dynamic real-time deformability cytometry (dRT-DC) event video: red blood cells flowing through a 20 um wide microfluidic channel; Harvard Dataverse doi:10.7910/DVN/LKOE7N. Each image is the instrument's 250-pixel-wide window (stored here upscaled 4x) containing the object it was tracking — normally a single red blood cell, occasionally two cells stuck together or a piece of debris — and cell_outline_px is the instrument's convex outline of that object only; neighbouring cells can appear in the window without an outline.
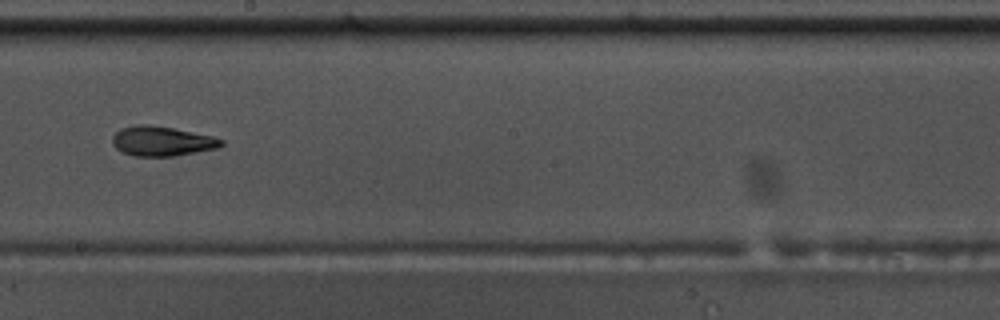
{"species": "common noctule bat (a hibernating species)", "species_latin": "Nyctalus noctula", "temperature_condition": "warm", "stored_images_in_passage": 54, "camera_frame_rate_fps": 3000, "um_per_image_px": 0.085, "animal": {"sex": "male", "body_mass_g": 17.5, "forearm_length_mm": 52.3}, "frame": {"image": 1, "passage_image": 31, "time_ms": 10.0, "image_size_px": [1000, 320], "cell_outline_px": [[224, 144], [216, 148], [196, 152], [172, 156], [132, 156], [120, 152], [112, 144], [112, 136], [120, 128], [136, 124], [148, 124], [172, 128], [212, 136], [224, 140]], "centroid_in_image_um": [13.71, 12.0], "position_along_channel_um": 234.5, "area_um2": 18.9}}
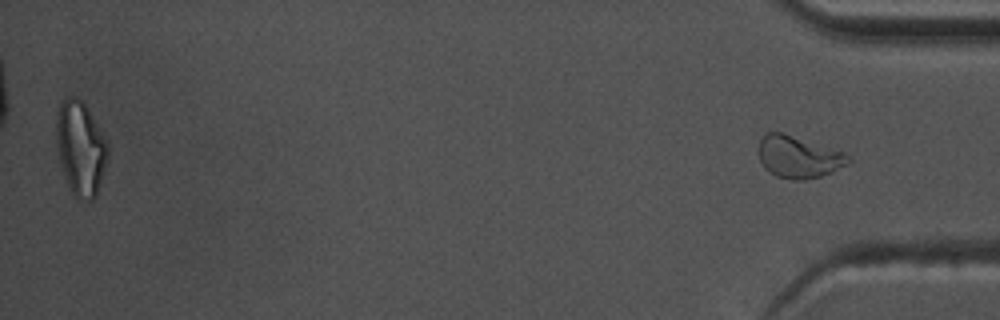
{"frame": {"image": 2, "passage_image": 54, "time_ms": 17.667, "image_size_px": [1000, 320], "cell_outline_px": [[852, 160], [848, 164], [832, 172], [820, 176], [804, 180], [792, 180], [776, 176], [764, 168], [760, 160], [760, 140], [768, 132], [784, 132], [844, 152]], "centroid_in_image_um": [67.89, 13.34], "position_along_channel_um": 367.3, "area_um2": 21.91}, "authors_computed_cell_mechanics": {"area_um2": 18.6983, "velocity_mm_per_s": 3.7392, "shape_relaxation_time_tau1_ms": 8.5486, "shape_relaxation_time_tau2_ms": 4.253, "deformation_change_tau1": 0.2431, "deformation_change_tau2": 0.1268}}